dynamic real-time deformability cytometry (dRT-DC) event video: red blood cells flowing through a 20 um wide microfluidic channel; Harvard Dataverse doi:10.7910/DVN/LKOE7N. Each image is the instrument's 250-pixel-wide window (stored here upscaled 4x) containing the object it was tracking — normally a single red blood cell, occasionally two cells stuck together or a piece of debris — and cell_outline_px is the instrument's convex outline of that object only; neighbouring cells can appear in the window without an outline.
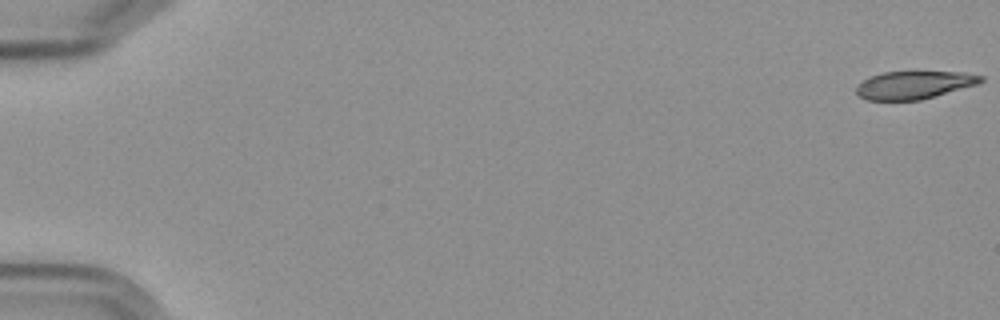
{"species": "Egyptian fruit bat (a non-hibernating species)", "species_latin": "Rousettus aegyptiacus", "temperature_condition": "cold", "stored_images_in_passage": 9, "camera_frame_rate_fps": 3000, "um_per_image_px": 0.085, "frame": {"image": 1, "passage_image": 1, "time_ms": 0.0, "image_size_px": [1000, 320], "cell_outline_px": [[984, 80], [980, 84], [936, 96], [920, 100], [864, 100], [856, 96], [856, 84], [872, 76], [884, 72], [964, 72], [984, 76]], "centroid_in_image_um": [77.71, 7.23], "position_along_channel_um": 7.3, "area_um2": 20.46}}
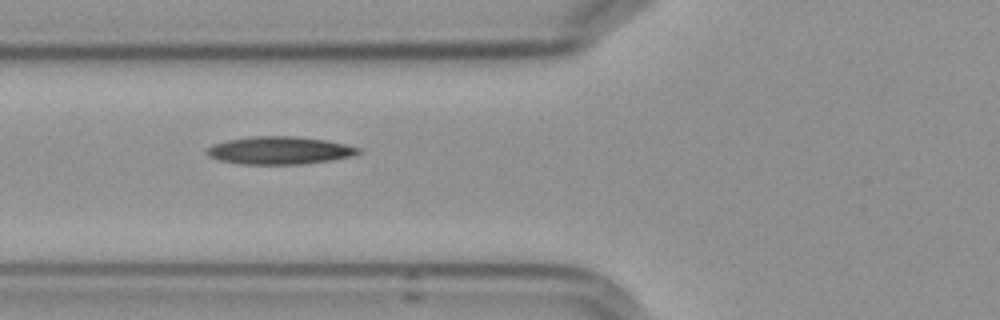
{"frame": {"image": 2, "passage_image": 7, "time_ms": 7.333, "image_size_px": [1000, 320], "cell_outline_px": [[360, 152], [352, 156], [328, 160], [300, 164], [240, 164], [220, 160], [208, 156], [204, 152], [212, 144], [228, 140], [252, 136], [296, 136], [328, 140], [360, 148]], "centroid_in_image_um": [23.72, 12.78], "position_along_channel_um": 102.1, "area_um2": 24.39}}
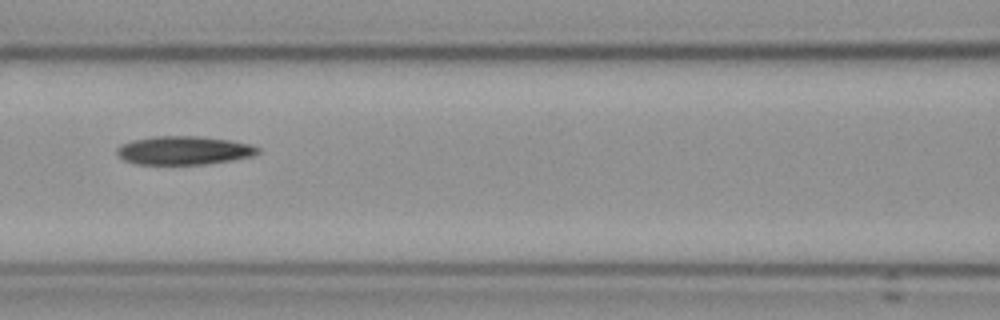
{"frame": {"image": 3, "passage_image": 8, "time_ms": 8.667, "image_size_px": [1000, 320], "cell_outline_px": [[260, 152], [252, 156], [232, 160], [204, 164], [136, 164], [124, 160], [116, 152], [116, 148], [120, 144], [132, 140], [156, 136], [196, 136], [228, 140], [248, 144], [260, 148]], "centroid_in_image_um": [15.6, 12.78], "position_along_channel_um": 151.0, "area_um2": 23.29}}